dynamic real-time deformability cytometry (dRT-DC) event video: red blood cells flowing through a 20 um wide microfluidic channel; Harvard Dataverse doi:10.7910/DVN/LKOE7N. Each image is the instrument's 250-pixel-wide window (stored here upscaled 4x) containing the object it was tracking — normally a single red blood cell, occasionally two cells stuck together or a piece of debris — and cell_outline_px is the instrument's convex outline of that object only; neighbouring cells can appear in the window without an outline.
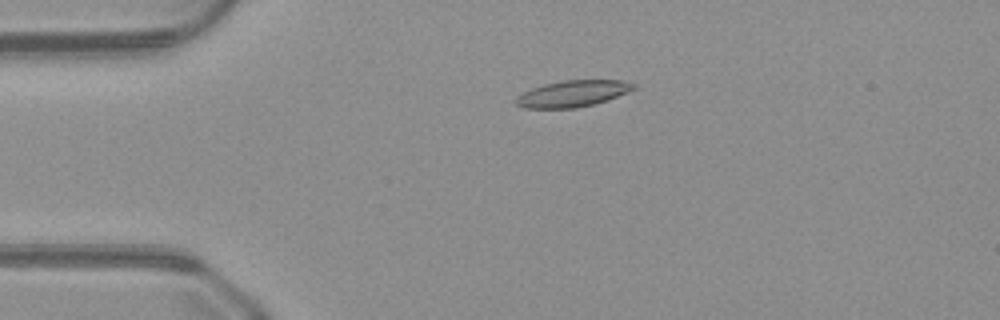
{"species": "common noctule bat (a hibernating species)", "species_latin": "Nyctalus noctula", "temperature_condition": "warm", "stored_images_in_passage": 49, "camera_frame_rate_fps": 3000, "um_per_image_px": 0.085, "animal": {"sex": "male", "body_mass_g": 23.1, "forearm_length_mm": 52.7}, "frame": {"image": 1, "passage_image": 10, "time_ms": 3.0, "image_size_px": [1000, 320], "cell_outline_px": [[636, 88], [628, 92], [608, 100], [576, 108], [524, 108], [516, 104], [516, 96], [532, 88], [544, 84], [564, 80], [620, 80], [636, 84]], "centroid_in_image_um": [48.69, 7.95], "position_along_channel_um": 36.3, "area_um2": 18.03}}
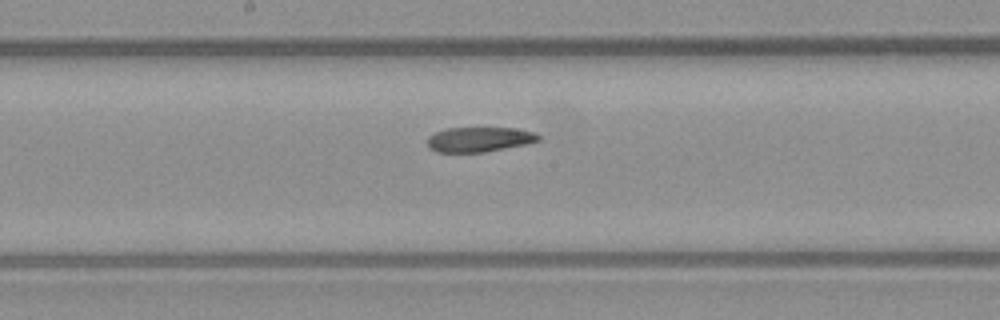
{"frame": {"image": 2, "passage_image": 25, "time_ms": 8.0, "image_size_px": [1000, 320], "cell_outline_px": [[540, 140], [528, 144], [484, 152], [436, 152], [428, 148], [428, 136], [444, 128], [516, 128], [532, 132], [540, 136]], "centroid_in_image_um": [40.72, 11.85], "position_along_channel_um": 207.5, "area_um2": 16.13}}
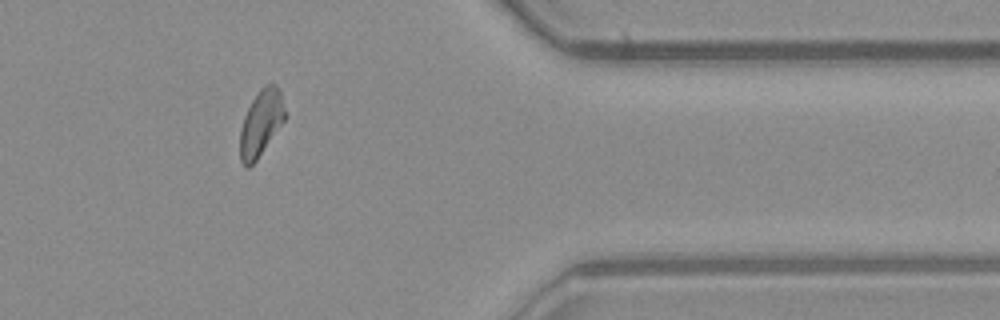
{"frame": {"image": 3, "passage_image": 40, "time_ms": 13.0, "image_size_px": [1000, 320], "cell_outline_px": [[284, 120], [256, 160], [248, 168], [240, 160], [240, 128], [244, 116], [252, 100], [260, 88], [264, 84], [272, 80], [276, 84], [280, 92], [284, 108]], "centroid_in_image_um": [22.16, 10.4], "position_along_channel_um": 389.2, "area_um2": 17.05}}